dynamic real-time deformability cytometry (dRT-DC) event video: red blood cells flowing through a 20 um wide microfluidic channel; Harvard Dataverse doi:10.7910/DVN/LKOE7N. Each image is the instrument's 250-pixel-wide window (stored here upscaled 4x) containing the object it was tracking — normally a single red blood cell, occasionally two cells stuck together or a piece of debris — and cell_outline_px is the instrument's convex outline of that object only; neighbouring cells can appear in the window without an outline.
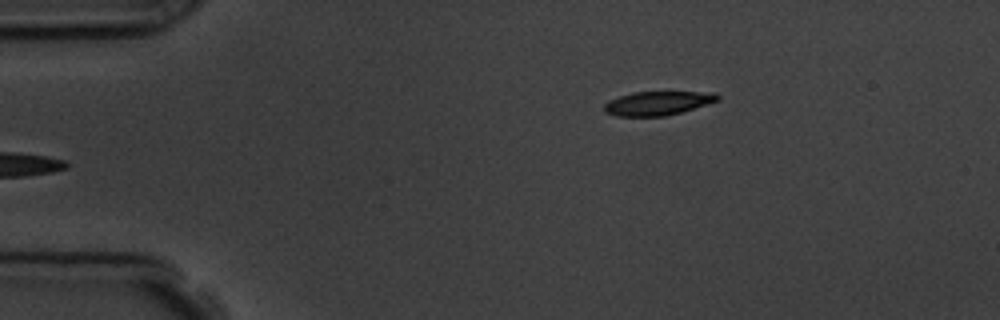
{"species": "common noctule bat (a hibernating species)", "species_latin": "Nyctalus noctula", "temperature_condition": "room temperature", "stored_images_in_passage": 2, "camera_frame_rate_fps": 3000, "um_per_image_px": 0.085, "animal": {"sex": "male", "body_mass_g": 19.5, "forearm_length_mm": 54.6}, "frame": {"image": 1, "passage_image": 1, "time_ms": 0.0, "image_size_px": [1000, 320], "cell_outline_px": [[720, 100], [680, 112], [664, 116], [616, 116], [604, 112], [604, 104], [608, 100], [632, 92], [716, 92], [720, 96]], "centroid_in_image_um": [55.89, 8.77], "position_along_channel_um": 29.1, "area_um2": 15.78}}